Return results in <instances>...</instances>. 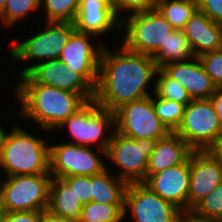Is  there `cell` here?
<instances>
[{"label": "cell", "instance_id": "obj_36", "mask_svg": "<svg viewBox=\"0 0 222 222\" xmlns=\"http://www.w3.org/2000/svg\"><path fill=\"white\" fill-rule=\"evenodd\" d=\"M214 105L215 111L222 124V86L216 88V91L209 98Z\"/></svg>", "mask_w": 222, "mask_h": 222}, {"label": "cell", "instance_id": "obj_15", "mask_svg": "<svg viewBox=\"0 0 222 222\" xmlns=\"http://www.w3.org/2000/svg\"><path fill=\"white\" fill-rule=\"evenodd\" d=\"M143 183L182 212L188 211L190 157L180 165L150 175Z\"/></svg>", "mask_w": 222, "mask_h": 222}, {"label": "cell", "instance_id": "obj_42", "mask_svg": "<svg viewBox=\"0 0 222 222\" xmlns=\"http://www.w3.org/2000/svg\"><path fill=\"white\" fill-rule=\"evenodd\" d=\"M7 4V0H0V12L4 9Z\"/></svg>", "mask_w": 222, "mask_h": 222}, {"label": "cell", "instance_id": "obj_27", "mask_svg": "<svg viewBox=\"0 0 222 222\" xmlns=\"http://www.w3.org/2000/svg\"><path fill=\"white\" fill-rule=\"evenodd\" d=\"M154 95L152 104L158 118L170 132H175L183 119L185 105Z\"/></svg>", "mask_w": 222, "mask_h": 222}, {"label": "cell", "instance_id": "obj_12", "mask_svg": "<svg viewBox=\"0 0 222 222\" xmlns=\"http://www.w3.org/2000/svg\"><path fill=\"white\" fill-rule=\"evenodd\" d=\"M106 167L101 157L89 146L70 143L49 146V172L52 177L92 176Z\"/></svg>", "mask_w": 222, "mask_h": 222}, {"label": "cell", "instance_id": "obj_32", "mask_svg": "<svg viewBox=\"0 0 222 222\" xmlns=\"http://www.w3.org/2000/svg\"><path fill=\"white\" fill-rule=\"evenodd\" d=\"M62 179L74 191L83 205L92 201L91 176L74 175Z\"/></svg>", "mask_w": 222, "mask_h": 222}, {"label": "cell", "instance_id": "obj_25", "mask_svg": "<svg viewBox=\"0 0 222 222\" xmlns=\"http://www.w3.org/2000/svg\"><path fill=\"white\" fill-rule=\"evenodd\" d=\"M124 219V204L89 202L84 204L80 222H120Z\"/></svg>", "mask_w": 222, "mask_h": 222}, {"label": "cell", "instance_id": "obj_43", "mask_svg": "<svg viewBox=\"0 0 222 222\" xmlns=\"http://www.w3.org/2000/svg\"><path fill=\"white\" fill-rule=\"evenodd\" d=\"M1 176V175H0ZM1 185H2V182H1V180H0V195H1Z\"/></svg>", "mask_w": 222, "mask_h": 222}, {"label": "cell", "instance_id": "obj_18", "mask_svg": "<svg viewBox=\"0 0 222 222\" xmlns=\"http://www.w3.org/2000/svg\"><path fill=\"white\" fill-rule=\"evenodd\" d=\"M193 60L171 62L161 69L182 84L192 99L210 98L217 86L206 74L199 59L195 57Z\"/></svg>", "mask_w": 222, "mask_h": 222}, {"label": "cell", "instance_id": "obj_11", "mask_svg": "<svg viewBox=\"0 0 222 222\" xmlns=\"http://www.w3.org/2000/svg\"><path fill=\"white\" fill-rule=\"evenodd\" d=\"M127 210L136 222H180L182 215L179 208L162 199L143 182L127 185L124 217Z\"/></svg>", "mask_w": 222, "mask_h": 222}, {"label": "cell", "instance_id": "obj_24", "mask_svg": "<svg viewBox=\"0 0 222 222\" xmlns=\"http://www.w3.org/2000/svg\"><path fill=\"white\" fill-rule=\"evenodd\" d=\"M156 9L174 29L183 30L198 6L197 0H157Z\"/></svg>", "mask_w": 222, "mask_h": 222}, {"label": "cell", "instance_id": "obj_4", "mask_svg": "<svg viewBox=\"0 0 222 222\" xmlns=\"http://www.w3.org/2000/svg\"><path fill=\"white\" fill-rule=\"evenodd\" d=\"M175 133L194 151H206L222 139V124L211 100L192 99Z\"/></svg>", "mask_w": 222, "mask_h": 222}, {"label": "cell", "instance_id": "obj_22", "mask_svg": "<svg viewBox=\"0 0 222 222\" xmlns=\"http://www.w3.org/2000/svg\"><path fill=\"white\" fill-rule=\"evenodd\" d=\"M92 202L104 204H124L127 183L116 175L108 172L107 168L101 173L91 176Z\"/></svg>", "mask_w": 222, "mask_h": 222}, {"label": "cell", "instance_id": "obj_30", "mask_svg": "<svg viewBox=\"0 0 222 222\" xmlns=\"http://www.w3.org/2000/svg\"><path fill=\"white\" fill-rule=\"evenodd\" d=\"M196 215L209 219L222 220V181L192 209Z\"/></svg>", "mask_w": 222, "mask_h": 222}, {"label": "cell", "instance_id": "obj_29", "mask_svg": "<svg viewBox=\"0 0 222 222\" xmlns=\"http://www.w3.org/2000/svg\"><path fill=\"white\" fill-rule=\"evenodd\" d=\"M39 6L41 7V0H7L6 6L0 12V19L6 26H12Z\"/></svg>", "mask_w": 222, "mask_h": 222}, {"label": "cell", "instance_id": "obj_35", "mask_svg": "<svg viewBox=\"0 0 222 222\" xmlns=\"http://www.w3.org/2000/svg\"><path fill=\"white\" fill-rule=\"evenodd\" d=\"M4 222H40V211L7 212Z\"/></svg>", "mask_w": 222, "mask_h": 222}, {"label": "cell", "instance_id": "obj_37", "mask_svg": "<svg viewBox=\"0 0 222 222\" xmlns=\"http://www.w3.org/2000/svg\"><path fill=\"white\" fill-rule=\"evenodd\" d=\"M180 222H222V220L200 217L189 210L186 212H182Z\"/></svg>", "mask_w": 222, "mask_h": 222}, {"label": "cell", "instance_id": "obj_17", "mask_svg": "<svg viewBox=\"0 0 222 222\" xmlns=\"http://www.w3.org/2000/svg\"><path fill=\"white\" fill-rule=\"evenodd\" d=\"M110 0H80L75 21L76 31L95 36L105 35L113 27H121V21Z\"/></svg>", "mask_w": 222, "mask_h": 222}, {"label": "cell", "instance_id": "obj_40", "mask_svg": "<svg viewBox=\"0 0 222 222\" xmlns=\"http://www.w3.org/2000/svg\"><path fill=\"white\" fill-rule=\"evenodd\" d=\"M8 135H9V133H6L5 130L0 125V153L6 143Z\"/></svg>", "mask_w": 222, "mask_h": 222}, {"label": "cell", "instance_id": "obj_23", "mask_svg": "<svg viewBox=\"0 0 222 222\" xmlns=\"http://www.w3.org/2000/svg\"><path fill=\"white\" fill-rule=\"evenodd\" d=\"M158 69L168 63L194 59L190 43L183 30H173L165 43L152 55Z\"/></svg>", "mask_w": 222, "mask_h": 222}, {"label": "cell", "instance_id": "obj_33", "mask_svg": "<svg viewBox=\"0 0 222 222\" xmlns=\"http://www.w3.org/2000/svg\"><path fill=\"white\" fill-rule=\"evenodd\" d=\"M117 17L121 10L132 11V14L156 8L157 0H110Z\"/></svg>", "mask_w": 222, "mask_h": 222}, {"label": "cell", "instance_id": "obj_9", "mask_svg": "<svg viewBox=\"0 0 222 222\" xmlns=\"http://www.w3.org/2000/svg\"><path fill=\"white\" fill-rule=\"evenodd\" d=\"M114 116V131L135 140L157 141L170 133L155 112L152 96L121 105Z\"/></svg>", "mask_w": 222, "mask_h": 222}, {"label": "cell", "instance_id": "obj_39", "mask_svg": "<svg viewBox=\"0 0 222 222\" xmlns=\"http://www.w3.org/2000/svg\"><path fill=\"white\" fill-rule=\"evenodd\" d=\"M222 168V139L207 150Z\"/></svg>", "mask_w": 222, "mask_h": 222}, {"label": "cell", "instance_id": "obj_10", "mask_svg": "<svg viewBox=\"0 0 222 222\" xmlns=\"http://www.w3.org/2000/svg\"><path fill=\"white\" fill-rule=\"evenodd\" d=\"M46 29L22 43H16L11 49L13 59L36 60L38 64L45 61L59 59L61 51L76 30L71 22H47ZM43 60V61H41Z\"/></svg>", "mask_w": 222, "mask_h": 222}, {"label": "cell", "instance_id": "obj_38", "mask_svg": "<svg viewBox=\"0 0 222 222\" xmlns=\"http://www.w3.org/2000/svg\"><path fill=\"white\" fill-rule=\"evenodd\" d=\"M40 222H69L65 218L53 214L49 209L40 211Z\"/></svg>", "mask_w": 222, "mask_h": 222}, {"label": "cell", "instance_id": "obj_14", "mask_svg": "<svg viewBox=\"0 0 222 222\" xmlns=\"http://www.w3.org/2000/svg\"><path fill=\"white\" fill-rule=\"evenodd\" d=\"M93 36L75 30L61 51L59 59L68 70L79 72L96 88L99 79L100 56L104 45L95 48L94 44L90 43Z\"/></svg>", "mask_w": 222, "mask_h": 222}, {"label": "cell", "instance_id": "obj_3", "mask_svg": "<svg viewBox=\"0 0 222 222\" xmlns=\"http://www.w3.org/2000/svg\"><path fill=\"white\" fill-rule=\"evenodd\" d=\"M0 168L7 176L49 172V146L44 139L14 127L0 153Z\"/></svg>", "mask_w": 222, "mask_h": 222}, {"label": "cell", "instance_id": "obj_28", "mask_svg": "<svg viewBox=\"0 0 222 222\" xmlns=\"http://www.w3.org/2000/svg\"><path fill=\"white\" fill-rule=\"evenodd\" d=\"M79 2L80 0H41V6H45L46 22L73 23Z\"/></svg>", "mask_w": 222, "mask_h": 222}, {"label": "cell", "instance_id": "obj_8", "mask_svg": "<svg viewBox=\"0 0 222 222\" xmlns=\"http://www.w3.org/2000/svg\"><path fill=\"white\" fill-rule=\"evenodd\" d=\"M155 144V140H135L113 131L106 157L118 165L121 171L116 176L127 184L144 182Z\"/></svg>", "mask_w": 222, "mask_h": 222}, {"label": "cell", "instance_id": "obj_31", "mask_svg": "<svg viewBox=\"0 0 222 222\" xmlns=\"http://www.w3.org/2000/svg\"><path fill=\"white\" fill-rule=\"evenodd\" d=\"M197 58L212 82L217 87L222 86V50L206 52Z\"/></svg>", "mask_w": 222, "mask_h": 222}, {"label": "cell", "instance_id": "obj_7", "mask_svg": "<svg viewBox=\"0 0 222 222\" xmlns=\"http://www.w3.org/2000/svg\"><path fill=\"white\" fill-rule=\"evenodd\" d=\"M51 180V174L8 176L1 185L7 212L48 209Z\"/></svg>", "mask_w": 222, "mask_h": 222}, {"label": "cell", "instance_id": "obj_21", "mask_svg": "<svg viewBox=\"0 0 222 222\" xmlns=\"http://www.w3.org/2000/svg\"><path fill=\"white\" fill-rule=\"evenodd\" d=\"M82 207L69 185L62 178L52 177L48 209L69 222H80Z\"/></svg>", "mask_w": 222, "mask_h": 222}, {"label": "cell", "instance_id": "obj_34", "mask_svg": "<svg viewBox=\"0 0 222 222\" xmlns=\"http://www.w3.org/2000/svg\"><path fill=\"white\" fill-rule=\"evenodd\" d=\"M197 6L210 20L222 24V0H197Z\"/></svg>", "mask_w": 222, "mask_h": 222}, {"label": "cell", "instance_id": "obj_2", "mask_svg": "<svg viewBox=\"0 0 222 222\" xmlns=\"http://www.w3.org/2000/svg\"><path fill=\"white\" fill-rule=\"evenodd\" d=\"M19 81L14 91L21 104L19 112L38 122L44 130L57 129L89 101L81 93L38 84L28 74Z\"/></svg>", "mask_w": 222, "mask_h": 222}, {"label": "cell", "instance_id": "obj_19", "mask_svg": "<svg viewBox=\"0 0 222 222\" xmlns=\"http://www.w3.org/2000/svg\"><path fill=\"white\" fill-rule=\"evenodd\" d=\"M195 57L221 49L222 24L210 20L198 9L183 29Z\"/></svg>", "mask_w": 222, "mask_h": 222}, {"label": "cell", "instance_id": "obj_20", "mask_svg": "<svg viewBox=\"0 0 222 222\" xmlns=\"http://www.w3.org/2000/svg\"><path fill=\"white\" fill-rule=\"evenodd\" d=\"M194 150L175 132L156 141L154 151L148 158L146 179L169 167L184 163Z\"/></svg>", "mask_w": 222, "mask_h": 222}, {"label": "cell", "instance_id": "obj_1", "mask_svg": "<svg viewBox=\"0 0 222 222\" xmlns=\"http://www.w3.org/2000/svg\"><path fill=\"white\" fill-rule=\"evenodd\" d=\"M116 54L103 47L94 100L114 112L125 103L150 96L146 88L158 70L151 55L128 50L123 44Z\"/></svg>", "mask_w": 222, "mask_h": 222}, {"label": "cell", "instance_id": "obj_16", "mask_svg": "<svg viewBox=\"0 0 222 222\" xmlns=\"http://www.w3.org/2000/svg\"><path fill=\"white\" fill-rule=\"evenodd\" d=\"M222 181V168L206 151H193L190 155V183L188 211L211 193Z\"/></svg>", "mask_w": 222, "mask_h": 222}, {"label": "cell", "instance_id": "obj_13", "mask_svg": "<svg viewBox=\"0 0 222 222\" xmlns=\"http://www.w3.org/2000/svg\"><path fill=\"white\" fill-rule=\"evenodd\" d=\"M25 74L38 84L81 93L88 100H93L95 97V88L79 72L68 70L60 59L32 64L20 71V77Z\"/></svg>", "mask_w": 222, "mask_h": 222}, {"label": "cell", "instance_id": "obj_41", "mask_svg": "<svg viewBox=\"0 0 222 222\" xmlns=\"http://www.w3.org/2000/svg\"><path fill=\"white\" fill-rule=\"evenodd\" d=\"M7 210L0 195V222H4Z\"/></svg>", "mask_w": 222, "mask_h": 222}, {"label": "cell", "instance_id": "obj_26", "mask_svg": "<svg viewBox=\"0 0 222 222\" xmlns=\"http://www.w3.org/2000/svg\"><path fill=\"white\" fill-rule=\"evenodd\" d=\"M158 76L154 81V93L160 97L172 100L185 106L192 100L187 90L177 80L170 78L162 69L156 72Z\"/></svg>", "mask_w": 222, "mask_h": 222}, {"label": "cell", "instance_id": "obj_6", "mask_svg": "<svg viewBox=\"0 0 222 222\" xmlns=\"http://www.w3.org/2000/svg\"><path fill=\"white\" fill-rule=\"evenodd\" d=\"M130 14L121 21L126 28L122 43L130 51L152 56L175 30L156 8Z\"/></svg>", "mask_w": 222, "mask_h": 222}, {"label": "cell", "instance_id": "obj_5", "mask_svg": "<svg viewBox=\"0 0 222 222\" xmlns=\"http://www.w3.org/2000/svg\"><path fill=\"white\" fill-rule=\"evenodd\" d=\"M67 127L75 141L70 144L90 146L97 143V149L106 156L112 135L104 137L107 128L115 127L114 112L102 108L93 99L66 119L58 129ZM100 141V142H99ZM99 142V143H98Z\"/></svg>", "mask_w": 222, "mask_h": 222}]
</instances>
